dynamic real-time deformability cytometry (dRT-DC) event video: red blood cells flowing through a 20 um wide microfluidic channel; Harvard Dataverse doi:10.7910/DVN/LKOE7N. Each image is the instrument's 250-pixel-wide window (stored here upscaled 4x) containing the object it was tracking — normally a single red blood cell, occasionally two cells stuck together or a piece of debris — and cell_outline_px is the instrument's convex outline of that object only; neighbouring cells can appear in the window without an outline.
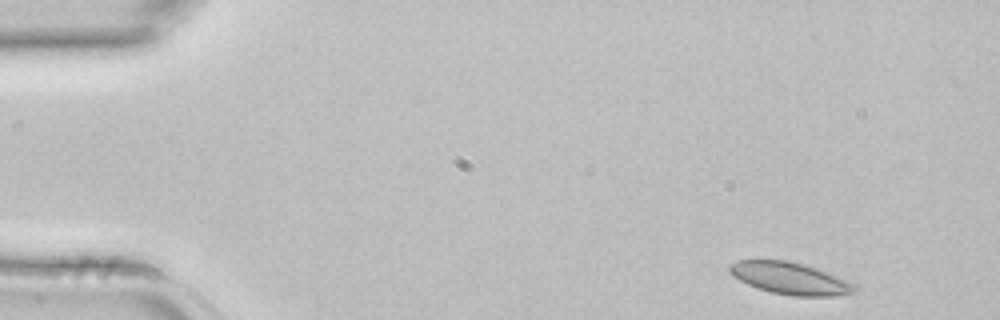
{"species": "common noctule bat (a hibernating species)", "species_latin": "Nyctalus noctula", "temperature_condition": "room temperature", "stored_images_in_passage": 3, "camera_frame_rate_fps": 3000, "um_per_image_px": 0.085, "animal": {"sex": "female", "body_mass_g": 22.7, "forearm_length_mm": 54.2}, "frame": {"image": 1, "passage_image": 1, "time_ms": 0.0, "image_size_px": [1000, 320], "cell_outline_px": [[856, 292], [836, 296], [792, 296], [772, 292], [756, 288], [732, 276], [728, 272], [728, 264], [736, 260], [788, 260], [804, 264], [816, 268], [856, 284]], "centroid_in_image_um": [67.12, 23.65], "position_along_channel_um": 17.9, "area_um2": 23.47}}